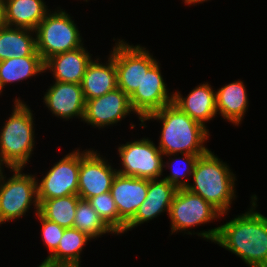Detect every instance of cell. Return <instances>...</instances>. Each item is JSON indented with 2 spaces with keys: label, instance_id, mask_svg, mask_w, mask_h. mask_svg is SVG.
Returning <instances> with one entry per match:
<instances>
[{
  "label": "cell",
  "instance_id": "6da1fadb",
  "mask_svg": "<svg viewBox=\"0 0 267 267\" xmlns=\"http://www.w3.org/2000/svg\"><path fill=\"white\" fill-rule=\"evenodd\" d=\"M257 196H251V209L226 224L195 233L234 253L249 267H267V217L255 211Z\"/></svg>",
  "mask_w": 267,
  "mask_h": 267
},
{
  "label": "cell",
  "instance_id": "7a4b0ae2",
  "mask_svg": "<svg viewBox=\"0 0 267 267\" xmlns=\"http://www.w3.org/2000/svg\"><path fill=\"white\" fill-rule=\"evenodd\" d=\"M157 120L162 123L158 148L165 156L183 154H206L209 149L203 145L209 138V130L193 120L173 103L149 114L140 126L146 127L145 121Z\"/></svg>",
  "mask_w": 267,
  "mask_h": 267
},
{
  "label": "cell",
  "instance_id": "3957f363",
  "mask_svg": "<svg viewBox=\"0 0 267 267\" xmlns=\"http://www.w3.org/2000/svg\"><path fill=\"white\" fill-rule=\"evenodd\" d=\"M194 183L186 187L190 192L201 196L222 214H228L235 195V174L228 165L209 150L199 156L192 173Z\"/></svg>",
  "mask_w": 267,
  "mask_h": 267
},
{
  "label": "cell",
  "instance_id": "277c9868",
  "mask_svg": "<svg viewBox=\"0 0 267 267\" xmlns=\"http://www.w3.org/2000/svg\"><path fill=\"white\" fill-rule=\"evenodd\" d=\"M12 115L0 132V168H23L35 144L33 113L20 98L14 100Z\"/></svg>",
  "mask_w": 267,
  "mask_h": 267
},
{
  "label": "cell",
  "instance_id": "5b68a950",
  "mask_svg": "<svg viewBox=\"0 0 267 267\" xmlns=\"http://www.w3.org/2000/svg\"><path fill=\"white\" fill-rule=\"evenodd\" d=\"M60 8L48 12L35 31L36 51L48 58L83 46L80 32L70 15Z\"/></svg>",
  "mask_w": 267,
  "mask_h": 267
},
{
  "label": "cell",
  "instance_id": "8992f818",
  "mask_svg": "<svg viewBox=\"0 0 267 267\" xmlns=\"http://www.w3.org/2000/svg\"><path fill=\"white\" fill-rule=\"evenodd\" d=\"M22 170L23 168H10V172L14 173L5 179L3 168H0V225L23 217L33 204L35 214L39 212L38 180L35 175L25 174Z\"/></svg>",
  "mask_w": 267,
  "mask_h": 267
},
{
  "label": "cell",
  "instance_id": "52a82bcc",
  "mask_svg": "<svg viewBox=\"0 0 267 267\" xmlns=\"http://www.w3.org/2000/svg\"><path fill=\"white\" fill-rule=\"evenodd\" d=\"M122 169L118 174L145 179H159L163 175V153L149 138H141L118 146Z\"/></svg>",
  "mask_w": 267,
  "mask_h": 267
},
{
  "label": "cell",
  "instance_id": "ba28073f",
  "mask_svg": "<svg viewBox=\"0 0 267 267\" xmlns=\"http://www.w3.org/2000/svg\"><path fill=\"white\" fill-rule=\"evenodd\" d=\"M112 50L110 55L116 65L118 88L130 97L141 85L144 73L157 61L145 47L129 45L123 39L118 40Z\"/></svg>",
  "mask_w": 267,
  "mask_h": 267
},
{
  "label": "cell",
  "instance_id": "9c48e42d",
  "mask_svg": "<svg viewBox=\"0 0 267 267\" xmlns=\"http://www.w3.org/2000/svg\"><path fill=\"white\" fill-rule=\"evenodd\" d=\"M223 215L201 196L190 192L186 188H180L177 190L170 206L171 234L178 231L186 232L194 226L212 222V220L221 218Z\"/></svg>",
  "mask_w": 267,
  "mask_h": 267
},
{
  "label": "cell",
  "instance_id": "30bf717a",
  "mask_svg": "<svg viewBox=\"0 0 267 267\" xmlns=\"http://www.w3.org/2000/svg\"><path fill=\"white\" fill-rule=\"evenodd\" d=\"M80 150L64 156L37 182V200L78 195Z\"/></svg>",
  "mask_w": 267,
  "mask_h": 267
},
{
  "label": "cell",
  "instance_id": "8fae6325",
  "mask_svg": "<svg viewBox=\"0 0 267 267\" xmlns=\"http://www.w3.org/2000/svg\"><path fill=\"white\" fill-rule=\"evenodd\" d=\"M97 150L80 152V169L78 181V196L81 199L90 198L105 192H110L117 169H113Z\"/></svg>",
  "mask_w": 267,
  "mask_h": 267
},
{
  "label": "cell",
  "instance_id": "7c38bea8",
  "mask_svg": "<svg viewBox=\"0 0 267 267\" xmlns=\"http://www.w3.org/2000/svg\"><path fill=\"white\" fill-rule=\"evenodd\" d=\"M158 63L157 61L147 73H144L141 85L130 96L131 107L140 121L173 103V93H168Z\"/></svg>",
  "mask_w": 267,
  "mask_h": 267
},
{
  "label": "cell",
  "instance_id": "4fadbf2b",
  "mask_svg": "<svg viewBox=\"0 0 267 267\" xmlns=\"http://www.w3.org/2000/svg\"><path fill=\"white\" fill-rule=\"evenodd\" d=\"M133 109L130 97L116 88L100 97L86 100L83 121L94 128H104L122 121Z\"/></svg>",
  "mask_w": 267,
  "mask_h": 267
},
{
  "label": "cell",
  "instance_id": "5bb4252c",
  "mask_svg": "<svg viewBox=\"0 0 267 267\" xmlns=\"http://www.w3.org/2000/svg\"><path fill=\"white\" fill-rule=\"evenodd\" d=\"M43 102L46 107L62 119L84 118L86 100L81 84L55 81L45 92Z\"/></svg>",
  "mask_w": 267,
  "mask_h": 267
},
{
  "label": "cell",
  "instance_id": "9a60e30c",
  "mask_svg": "<svg viewBox=\"0 0 267 267\" xmlns=\"http://www.w3.org/2000/svg\"><path fill=\"white\" fill-rule=\"evenodd\" d=\"M120 218L127 224L135 215L147 196L148 179L115 176L110 189Z\"/></svg>",
  "mask_w": 267,
  "mask_h": 267
},
{
  "label": "cell",
  "instance_id": "2e32d148",
  "mask_svg": "<svg viewBox=\"0 0 267 267\" xmlns=\"http://www.w3.org/2000/svg\"><path fill=\"white\" fill-rule=\"evenodd\" d=\"M177 190L175 186L163 178L148 179L146 199L137 209L134 217L126 224L125 232L156 218L162 212H167L169 215L170 206Z\"/></svg>",
  "mask_w": 267,
  "mask_h": 267
},
{
  "label": "cell",
  "instance_id": "e0dca14e",
  "mask_svg": "<svg viewBox=\"0 0 267 267\" xmlns=\"http://www.w3.org/2000/svg\"><path fill=\"white\" fill-rule=\"evenodd\" d=\"M91 55L84 46L56 54L44 62L45 72H53L55 81L80 84L91 63Z\"/></svg>",
  "mask_w": 267,
  "mask_h": 267
},
{
  "label": "cell",
  "instance_id": "ac0fdd59",
  "mask_svg": "<svg viewBox=\"0 0 267 267\" xmlns=\"http://www.w3.org/2000/svg\"><path fill=\"white\" fill-rule=\"evenodd\" d=\"M173 104L204 127H207L205 122L212 120L218 114L216 93L208 83L196 86L185 98L180 92H174Z\"/></svg>",
  "mask_w": 267,
  "mask_h": 267
},
{
  "label": "cell",
  "instance_id": "d6986e66",
  "mask_svg": "<svg viewBox=\"0 0 267 267\" xmlns=\"http://www.w3.org/2000/svg\"><path fill=\"white\" fill-rule=\"evenodd\" d=\"M98 60L91 61L80 83L85 100L100 97L118 88L114 58L109 55L106 64Z\"/></svg>",
  "mask_w": 267,
  "mask_h": 267
},
{
  "label": "cell",
  "instance_id": "ffe728a7",
  "mask_svg": "<svg viewBox=\"0 0 267 267\" xmlns=\"http://www.w3.org/2000/svg\"><path fill=\"white\" fill-rule=\"evenodd\" d=\"M243 83L238 79L215 91L217 112L235 126L241 123L249 107V98Z\"/></svg>",
  "mask_w": 267,
  "mask_h": 267
},
{
  "label": "cell",
  "instance_id": "44dd1931",
  "mask_svg": "<svg viewBox=\"0 0 267 267\" xmlns=\"http://www.w3.org/2000/svg\"><path fill=\"white\" fill-rule=\"evenodd\" d=\"M44 0H5L4 24L35 30L50 11Z\"/></svg>",
  "mask_w": 267,
  "mask_h": 267
},
{
  "label": "cell",
  "instance_id": "7402d4cb",
  "mask_svg": "<svg viewBox=\"0 0 267 267\" xmlns=\"http://www.w3.org/2000/svg\"><path fill=\"white\" fill-rule=\"evenodd\" d=\"M34 30L27 28L0 26V61L10 58L30 56L36 50ZM32 34V35H31Z\"/></svg>",
  "mask_w": 267,
  "mask_h": 267
},
{
  "label": "cell",
  "instance_id": "603a6c76",
  "mask_svg": "<svg viewBox=\"0 0 267 267\" xmlns=\"http://www.w3.org/2000/svg\"><path fill=\"white\" fill-rule=\"evenodd\" d=\"M43 72L44 61L36 50L30 56L0 61V94L6 84L20 82Z\"/></svg>",
  "mask_w": 267,
  "mask_h": 267
},
{
  "label": "cell",
  "instance_id": "cb8c5ba5",
  "mask_svg": "<svg viewBox=\"0 0 267 267\" xmlns=\"http://www.w3.org/2000/svg\"><path fill=\"white\" fill-rule=\"evenodd\" d=\"M92 238L75 228H65L57 250L47 260L60 265L79 266L80 254Z\"/></svg>",
  "mask_w": 267,
  "mask_h": 267
},
{
  "label": "cell",
  "instance_id": "d4e9b609",
  "mask_svg": "<svg viewBox=\"0 0 267 267\" xmlns=\"http://www.w3.org/2000/svg\"><path fill=\"white\" fill-rule=\"evenodd\" d=\"M80 197L68 195L48 200H38L39 213L64 228H73L76 207Z\"/></svg>",
  "mask_w": 267,
  "mask_h": 267
},
{
  "label": "cell",
  "instance_id": "484cf974",
  "mask_svg": "<svg viewBox=\"0 0 267 267\" xmlns=\"http://www.w3.org/2000/svg\"><path fill=\"white\" fill-rule=\"evenodd\" d=\"M73 228L86 233L92 239L106 233L115 234L99 217L90 202L81 198L76 207Z\"/></svg>",
  "mask_w": 267,
  "mask_h": 267
},
{
  "label": "cell",
  "instance_id": "4316f807",
  "mask_svg": "<svg viewBox=\"0 0 267 267\" xmlns=\"http://www.w3.org/2000/svg\"><path fill=\"white\" fill-rule=\"evenodd\" d=\"M103 222L117 235L124 234L126 223L120 218L111 192H105L88 200Z\"/></svg>",
  "mask_w": 267,
  "mask_h": 267
},
{
  "label": "cell",
  "instance_id": "83f0119b",
  "mask_svg": "<svg viewBox=\"0 0 267 267\" xmlns=\"http://www.w3.org/2000/svg\"><path fill=\"white\" fill-rule=\"evenodd\" d=\"M202 155H204V154H183V156H184L183 158H180V157L175 158L174 157L172 160L169 158L170 163L167 162L166 164L170 168L171 173L169 176L167 175L163 179L166 180L168 183H171L177 189L186 188L189 185V182L187 183V181H189V180H188V178H186V181H185L184 177H190V176L192 177L195 163H196L198 157L202 156ZM174 159H177V160H174ZM178 160H179V162L183 163L187 167L184 169V168L176 167V165H175V168H174L173 165L175 164V162H178ZM182 167H184V166H182Z\"/></svg>",
  "mask_w": 267,
  "mask_h": 267
},
{
  "label": "cell",
  "instance_id": "f1b7e54d",
  "mask_svg": "<svg viewBox=\"0 0 267 267\" xmlns=\"http://www.w3.org/2000/svg\"><path fill=\"white\" fill-rule=\"evenodd\" d=\"M36 215L40 223H42V241L44 242V245L47 246V249L50 251V254L48 255L49 257L57 250L59 241L63 236L65 228L59 226L53 221L44 218L39 212Z\"/></svg>",
  "mask_w": 267,
  "mask_h": 267
},
{
  "label": "cell",
  "instance_id": "f546056e",
  "mask_svg": "<svg viewBox=\"0 0 267 267\" xmlns=\"http://www.w3.org/2000/svg\"><path fill=\"white\" fill-rule=\"evenodd\" d=\"M62 265L60 264H56L54 262H51L47 259H44L43 262H41V264L38 267H61Z\"/></svg>",
  "mask_w": 267,
  "mask_h": 267
},
{
  "label": "cell",
  "instance_id": "4dcf8cb0",
  "mask_svg": "<svg viewBox=\"0 0 267 267\" xmlns=\"http://www.w3.org/2000/svg\"><path fill=\"white\" fill-rule=\"evenodd\" d=\"M5 0H0V26L4 25Z\"/></svg>",
  "mask_w": 267,
  "mask_h": 267
},
{
  "label": "cell",
  "instance_id": "1f68e13d",
  "mask_svg": "<svg viewBox=\"0 0 267 267\" xmlns=\"http://www.w3.org/2000/svg\"><path fill=\"white\" fill-rule=\"evenodd\" d=\"M205 1H208V0H184V3L185 5H194V4H198V3H203Z\"/></svg>",
  "mask_w": 267,
  "mask_h": 267
},
{
  "label": "cell",
  "instance_id": "d6a6232c",
  "mask_svg": "<svg viewBox=\"0 0 267 267\" xmlns=\"http://www.w3.org/2000/svg\"><path fill=\"white\" fill-rule=\"evenodd\" d=\"M61 267H81V266H66V265H62Z\"/></svg>",
  "mask_w": 267,
  "mask_h": 267
}]
</instances>
